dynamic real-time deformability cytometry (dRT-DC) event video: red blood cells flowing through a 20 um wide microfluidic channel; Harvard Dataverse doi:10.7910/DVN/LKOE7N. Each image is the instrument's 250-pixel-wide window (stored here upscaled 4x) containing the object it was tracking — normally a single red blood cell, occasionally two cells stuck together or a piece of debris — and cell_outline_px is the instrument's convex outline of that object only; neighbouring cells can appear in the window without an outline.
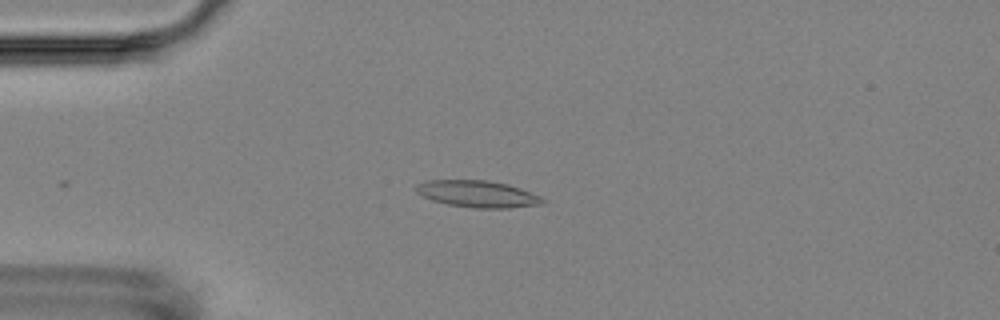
{"species": "Egyptian fruit bat (a non-hibernating species)", "species_latin": "Rousettus aegyptiacus", "temperature_condition": "room temperature", "stored_images_in_passage": 5, "camera_frame_rate_fps": 3000, "um_per_image_px": 0.085, "animal": {"sex": "female"}, "frame": {"image": 1, "passage_image": 4, "time_ms": 3.333, "image_size_px": [1000, 320], "cell_outline_px": [[548, 200], [544, 204], [508, 208], [472, 208], [448, 204], [432, 200], [416, 192], [416, 184], [428, 180], [488, 180], [508, 184], [520, 188], [540, 196]], "centroid_in_image_um": [40.63, 16.49], "position_along_channel_um": 44.4, "area_um2": 19.83}}